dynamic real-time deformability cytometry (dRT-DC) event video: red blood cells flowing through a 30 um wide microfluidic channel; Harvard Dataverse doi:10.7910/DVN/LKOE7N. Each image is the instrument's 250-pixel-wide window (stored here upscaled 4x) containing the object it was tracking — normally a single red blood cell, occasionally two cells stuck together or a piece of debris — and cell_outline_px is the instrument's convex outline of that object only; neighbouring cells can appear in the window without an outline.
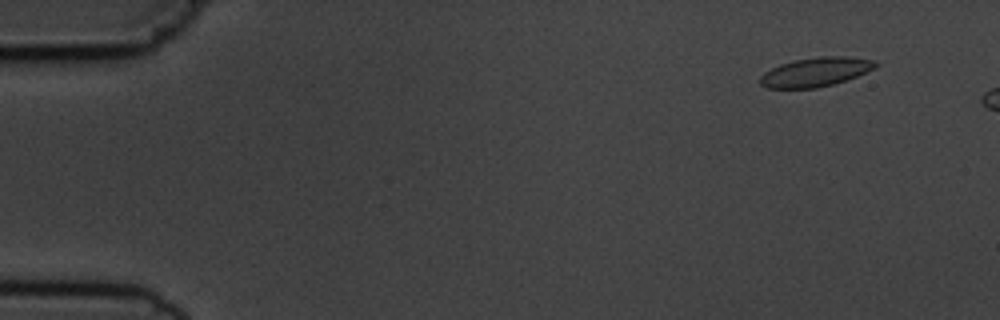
{"species": "common noctule bat (a hibernating species)", "species_latin": "Nyctalus noctula", "temperature_condition": "cold", "stored_images_in_passage": 3, "camera_frame_rate_fps": 3000, "um_per_image_px": 0.085, "animal": {"sex": "male", "body_mass_g": 19.5, "forearm_length_mm": 54.6}, "frame": {"image": 1, "passage_image": 1, "time_ms": 0.0, "image_size_px": [1000, 320], "cell_outline_px": [[880, 64], [876, 68], [856, 76], [832, 84], [816, 88], [768, 88], [760, 84], [760, 76], [764, 72], [780, 64], [796, 60], [820, 56], [848, 56], [876, 60]], "centroid_in_image_um": [69.36, 6.11], "position_along_channel_um": 15.6, "area_um2": 19.54}}